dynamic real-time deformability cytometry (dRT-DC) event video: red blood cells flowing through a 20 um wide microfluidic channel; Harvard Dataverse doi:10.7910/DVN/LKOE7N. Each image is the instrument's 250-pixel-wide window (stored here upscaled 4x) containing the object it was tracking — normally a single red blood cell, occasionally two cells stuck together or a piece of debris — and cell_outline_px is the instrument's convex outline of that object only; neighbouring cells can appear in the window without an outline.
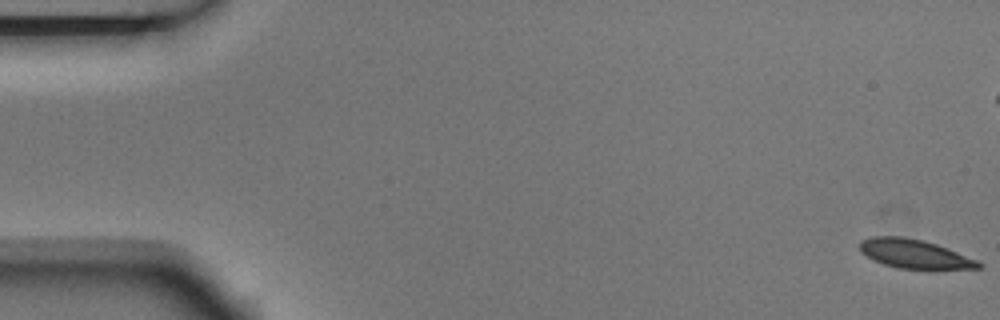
{"species": "Egyptian fruit bat (a non-hibernating species)", "species_latin": "Rousettus aegyptiacus", "temperature_condition": "room temperature", "stored_images_in_passage": 5, "camera_frame_rate_fps": 3000, "um_per_image_px": 0.085, "animal": {"sex": "male"}, "frame": {"image": 1, "passage_image": 1, "time_ms": 0.0, "image_size_px": [1000, 320], "cell_outline_px": [[984, 268], [932, 272], [896, 268], [872, 260], [860, 252], [860, 240], [872, 236], [904, 236], [924, 240], [936, 244], [976, 260], [984, 264]], "centroid_in_image_um": [77.78, 21.64], "position_along_channel_um": 7.2, "area_um2": 21.1}}